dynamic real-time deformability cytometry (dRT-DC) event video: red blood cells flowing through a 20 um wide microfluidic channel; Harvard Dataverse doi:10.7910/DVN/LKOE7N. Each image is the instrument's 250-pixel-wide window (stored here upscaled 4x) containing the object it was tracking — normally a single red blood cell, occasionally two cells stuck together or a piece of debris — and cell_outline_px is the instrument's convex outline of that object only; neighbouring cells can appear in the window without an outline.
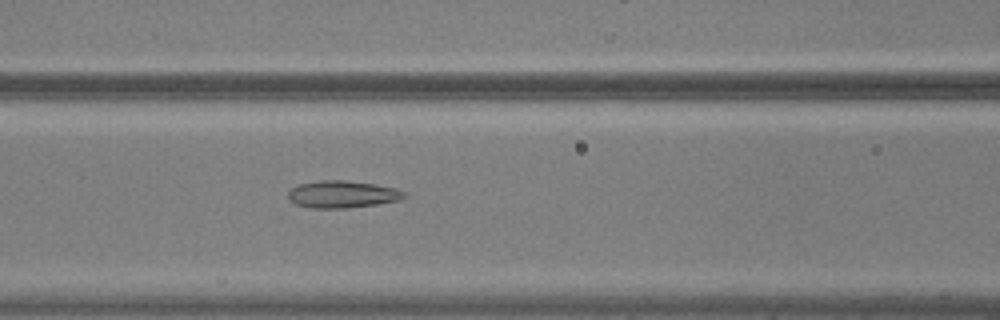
{"species": "common noctule bat (a hibernating species)", "species_latin": "Nyctalus noctula", "temperature_condition": "warm", "stored_images_in_passage": 55, "camera_frame_rate_fps": 3000, "um_per_image_px": 0.085, "animal": {"sex": "male", "body_mass_g": 20.5, "forearm_length_mm": 52.5}, "frame": {"image": 1, "passage_image": 24, "time_ms": 7.667, "image_size_px": [1000, 320], "cell_outline_px": [[404, 196], [400, 200], [376, 204], [348, 208], [308, 208], [296, 204], [288, 200], [288, 192], [292, 188], [300, 184], [320, 180], [344, 180], [376, 184], [396, 188], [404, 192]], "centroid_in_image_um": [29.07, 16.52], "position_along_channel_um": 137.5, "area_um2": 18.38}}
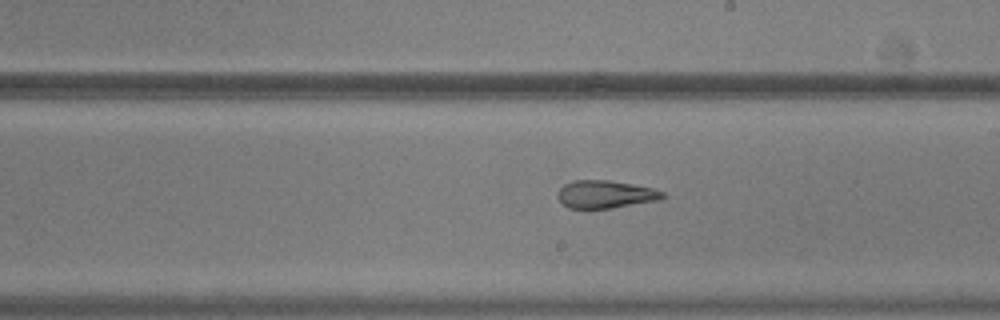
{"frame": {"image": 2, "passage_image": 32, "time_ms": 10.333, "image_size_px": [1000, 320], "cell_outline_px": [[664, 196], [660, 200], [588, 212], [584, 212], [568, 208], [556, 196], [560, 188], [564, 184], [572, 180], [608, 180], [632, 184], [652, 188], [664, 192]], "centroid_in_image_um": [51.39, 16.56], "position_along_channel_um": 237.6, "area_um2": 17.63}}
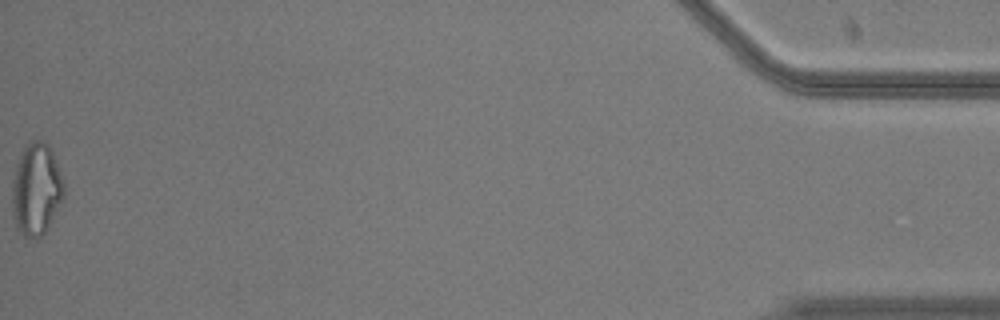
{"frame": {"image": 3, "passage_image": 55, "time_ms": 18.0, "image_size_px": [1000, 320], "cell_outline_px": [[64, 196], [48, 228], [40, 236], [24, 236], [16, 228], [12, 208], [12, 180], [16, 164], [20, 152], [28, 140], [40, 140], [48, 144], [52, 152], [64, 180]], "centroid_in_image_um": [3.07, 16.04], "position_along_channel_um": 432.1, "area_um2": 27.92}, "authors_computed_cell_mechanics": {"area_um2": 21.3282, "velocity_mm_per_s": 3.7478, "shape_relaxation_time_tau1_ms": null, "shape_relaxation_time_tau2_ms": 2.2087, "deformation_change_tau1": null, "deformation_change_tau2": 0.1047}}